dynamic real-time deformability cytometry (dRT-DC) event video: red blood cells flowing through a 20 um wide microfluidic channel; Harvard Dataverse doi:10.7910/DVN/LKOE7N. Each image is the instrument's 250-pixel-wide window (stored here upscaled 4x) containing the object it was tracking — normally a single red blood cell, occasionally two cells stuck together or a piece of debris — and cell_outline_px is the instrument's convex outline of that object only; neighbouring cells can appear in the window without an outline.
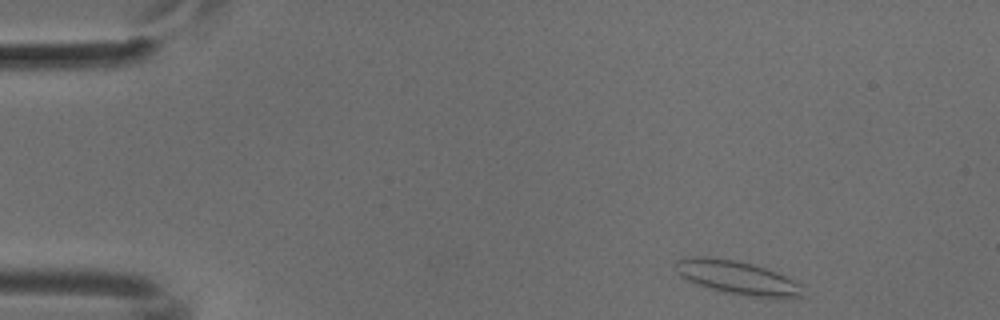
{"species": "common noctule bat (a hibernating species)", "species_latin": "Nyctalus noctula", "temperature_condition": "cold", "stored_images_in_passage": 48, "camera_frame_rate_fps": 3000, "um_per_image_px": 0.085, "animal": {"sex": "male", "body_mass_g": 18.8}, "frame": {"image": 1, "passage_image": 2, "time_ms": 0.333, "image_size_px": [1000, 320], "cell_outline_px": [[804, 296], [780, 300], [748, 296], [724, 292], [704, 288], [680, 276], [676, 264], [676, 260], [684, 256], [708, 256], [732, 260], [752, 264], [776, 272], [804, 284]], "centroid_in_image_um": [62.74, 23.63], "position_along_channel_um": 22.3, "area_um2": 25.55}}
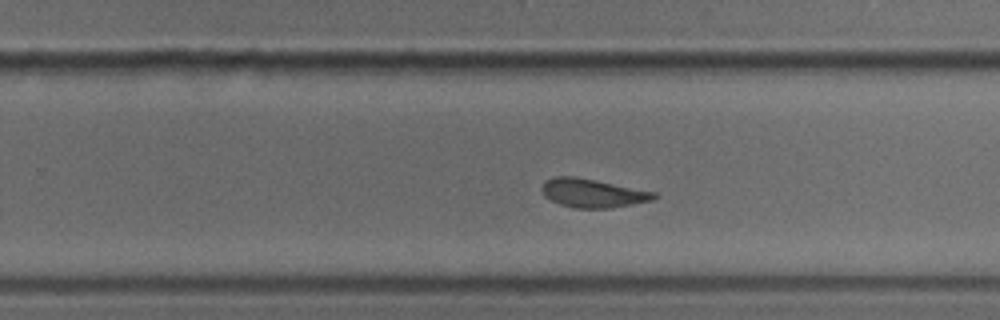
{"frame": {"image": 2, "passage_image": 29, "time_ms": 9.333, "image_size_px": [1000, 320], "cell_outline_px": [[660, 196], [652, 200], [612, 208], [576, 208], [560, 204], [544, 196], [540, 188], [544, 180], [556, 176], [576, 176], [656, 192]], "centroid_in_image_um": [50.37, 16.4], "position_along_channel_um": 279.4, "area_um2": 18.84}}
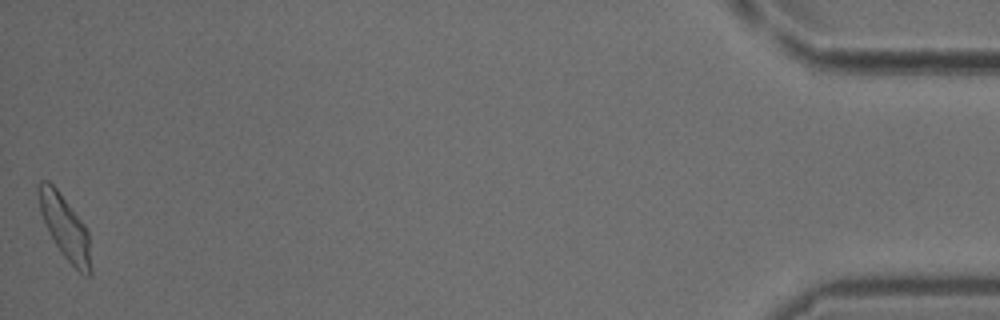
{"frame": {"image": 3, "passage_image": 48, "time_ms": 15.667, "image_size_px": [1000, 320], "cell_outline_px": [[92, 272], [88, 276], [84, 276], [60, 252], [40, 212], [36, 188], [40, 180], [48, 180], [56, 188], [84, 224], [88, 232], [92, 268]], "centroid_in_image_um": [5.53, 19.31], "position_along_channel_um": 429.7, "area_um2": 19.13}}